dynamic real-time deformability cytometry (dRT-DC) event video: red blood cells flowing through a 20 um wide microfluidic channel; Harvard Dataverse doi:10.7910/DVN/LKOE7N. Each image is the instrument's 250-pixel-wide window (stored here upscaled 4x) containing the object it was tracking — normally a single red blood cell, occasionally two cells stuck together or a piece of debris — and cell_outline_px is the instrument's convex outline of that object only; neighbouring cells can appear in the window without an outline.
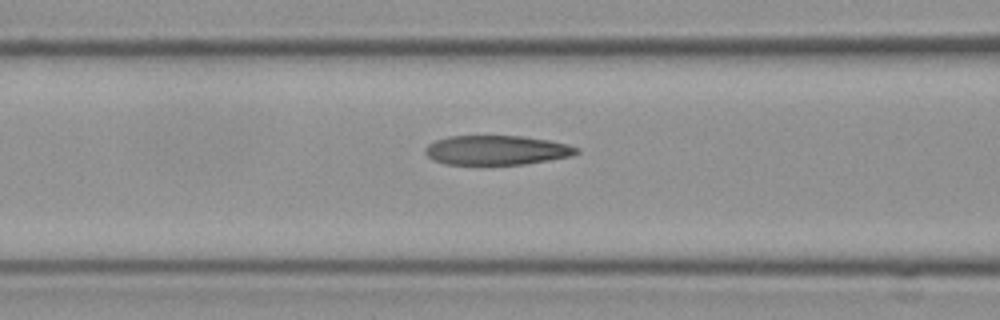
{"species": "Egyptian fruit bat (a non-hibernating species)", "species_latin": "Rousettus aegyptiacus", "temperature_condition": "cold", "stored_images_in_passage": 8, "camera_frame_rate_fps": 3000, "um_per_image_px": 0.085, "frame": {"image": 1, "passage_image": 8, "time_ms": 2.333, "image_size_px": [1000, 320], "cell_outline_px": [[580, 152], [572, 156], [524, 164], [444, 164], [432, 160], [424, 152], [424, 148], [428, 144], [436, 140], [448, 136], [524, 136], [548, 140], [568, 144], [580, 148]], "centroid_in_image_um": [42.21, 12.76], "position_along_channel_um": 124.4, "area_um2": 26.07}}